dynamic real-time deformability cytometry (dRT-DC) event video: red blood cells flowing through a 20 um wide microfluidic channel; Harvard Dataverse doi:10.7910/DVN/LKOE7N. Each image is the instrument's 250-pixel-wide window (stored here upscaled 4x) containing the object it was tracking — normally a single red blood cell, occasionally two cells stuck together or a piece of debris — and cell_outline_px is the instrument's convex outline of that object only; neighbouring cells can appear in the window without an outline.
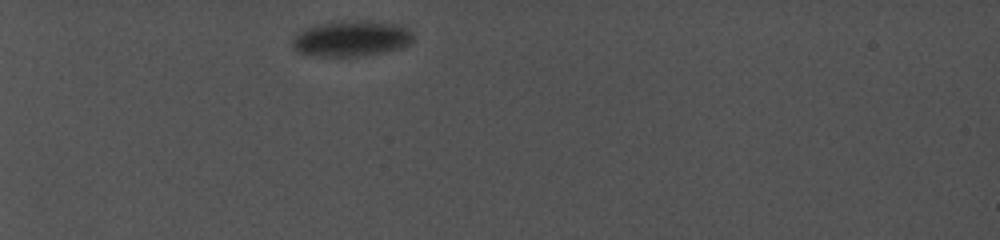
{"species": "common noctule bat (a hibernating species)", "species_latin": "Nyctalus noctula", "temperature_condition": "cold", "stored_images_in_passage": 15, "camera_frame_rate_fps": 5000, "um_per_image_px": 0.085, "animal": {"sex": "female", "body_mass_g": 19.0, "forearm_length_mm": 56.7}, "frame": {"image": 1, "passage_image": 3, "time_ms": 1.6, "image_size_px": [1000, 240], "cell_outline_px": [[412, 40], [408, 44], [400, 48], [384, 52], [360, 56], [316, 56], [296, 52], [292, 48], [292, 40], [304, 28], [320, 24], [340, 20], [344, 20], [396, 24], [408, 28], [412, 32]], "centroid_in_image_um": [29.83, 3.29], "position_along_channel_um": 55.2, "area_um2": 24.97}}
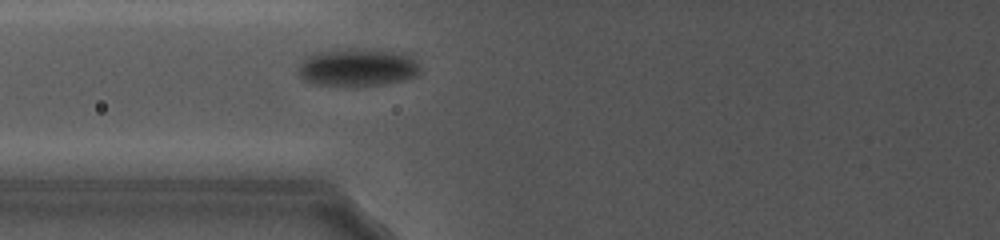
{"frame": {"image": 2, "passage_image": 7, "time_ms": 4.4, "image_size_px": [1000, 240], "cell_outline_px": [[420, 72], [416, 76], [404, 80], [376, 84], [316, 84], [304, 80], [296, 72], [296, 68], [300, 56], [312, 52], [348, 48], [372, 48], [404, 52], [412, 56], [420, 64]], "centroid_in_image_um": [30.34, 5.65], "position_along_channel_um": 95.5, "area_um2": 27.46}}